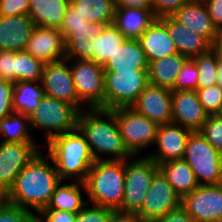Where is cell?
I'll use <instances>...</instances> for the list:
<instances>
[{
	"instance_id": "obj_20",
	"label": "cell",
	"mask_w": 222,
	"mask_h": 222,
	"mask_svg": "<svg viewBox=\"0 0 222 222\" xmlns=\"http://www.w3.org/2000/svg\"><path fill=\"white\" fill-rule=\"evenodd\" d=\"M34 27L29 15H0V50L24 51Z\"/></svg>"
},
{
	"instance_id": "obj_26",
	"label": "cell",
	"mask_w": 222,
	"mask_h": 222,
	"mask_svg": "<svg viewBox=\"0 0 222 222\" xmlns=\"http://www.w3.org/2000/svg\"><path fill=\"white\" fill-rule=\"evenodd\" d=\"M188 58L180 53L149 62V83L174 91V82L182 65Z\"/></svg>"
},
{
	"instance_id": "obj_24",
	"label": "cell",
	"mask_w": 222,
	"mask_h": 222,
	"mask_svg": "<svg viewBox=\"0 0 222 222\" xmlns=\"http://www.w3.org/2000/svg\"><path fill=\"white\" fill-rule=\"evenodd\" d=\"M148 64L139 40L126 39L103 65V70H148Z\"/></svg>"
},
{
	"instance_id": "obj_42",
	"label": "cell",
	"mask_w": 222,
	"mask_h": 222,
	"mask_svg": "<svg viewBox=\"0 0 222 222\" xmlns=\"http://www.w3.org/2000/svg\"><path fill=\"white\" fill-rule=\"evenodd\" d=\"M13 91L14 82L0 79V119L14 113Z\"/></svg>"
},
{
	"instance_id": "obj_30",
	"label": "cell",
	"mask_w": 222,
	"mask_h": 222,
	"mask_svg": "<svg viewBox=\"0 0 222 222\" xmlns=\"http://www.w3.org/2000/svg\"><path fill=\"white\" fill-rule=\"evenodd\" d=\"M44 89L40 81H17L14 82L13 110L30 116L39 106L44 97Z\"/></svg>"
},
{
	"instance_id": "obj_3",
	"label": "cell",
	"mask_w": 222,
	"mask_h": 222,
	"mask_svg": "<svg viewBox=\"0 0 222 222\" xmlns=\"http://www.w3.org/2000/svg\"><path fill=\"white\" fill-rule=\"evenodd\" d=\"M46 148L48 160L54 164L62 181H85L95 160L85 136L78 128L53 137Z\"/></svg>"
},
{
	"instance_id": "obj_9",
	"label": "cell",
	"mask_w": 222,
	"mask_h": 222,
	"mask_svg": "<svg viewBox=\"0 0 222 222\" xmlns=\"http://www.w3.org/2000/svg\"><path fill=\"white\" fill-rule=\"evenodd\" d=\"M116 116L124 145L133 156L155 143L159 125L131 107L112 109ZM140 153V154H139Z\"/></svg>"
},
{
	"instance_id": "obj_5",
	"label": "cell",
	"mask_w": 222,
	"mask_h": 222,
	"mask_svg": "<svg viewBox=\"0 0 222 222\" xmlns=\"http://www.w3.org/2000/svg\"><path fill=\"white\" fill-rule=\"evenodd\" d=\"M79 111L68 102L44 95L29 116L31 130L45 131L47 142L77 128Z\"/></svg>"
},
{
	"instance_id": "obj_40",
	"label": "cell",
	"mask_w": 222,
	"mask_h": 222,
	"mask_svg": "<svg viewBox=\"0 0 222 222\" xmlns=\"http://www.w3.org/2000/svg\"><path fill=\"white\" fill-rule=\"evenodd\" d=\"M99 23L87 21L81 14L78 13L70 4L66 9L65 16L58 27L63 37L71 29H81V28H95Z\"/></svg>"
},
{
	"instance_id": "obj_16",
	"label": "cell",
	"mask_w": 222,
	"mask_h": 222,
	"mask_svg": "<svg viewBox=\"0 0 222 222\" xmlns=\"http://www.w3.org/2000/svg\"><path fill=\"white\" fill-rule=\"evenodd\" d=\"M171 98L170 89L149 83L131 108L158 125L168 124L172 123Z\"/></svg>"
},
{
	"instance_id": "obj_19",
	"label": "cell",
	"mask_w": 222,
	"mask_h": 222,
	"mask_svg": "<svg viewBox=\"0 0 222 222\" xmlns=\"http://www.w3.org/2000/svg\"><path fill=\"white\" fill-rule=\"evenodd\" d=\"M171 17L189 31L204 36L215 44L219 31L214 26L203 0H190L184 3Z\"/></svg>"
},
{
	"instance_id": "obj_18",
	"label": "cell",
	"mask_w": 222,
	"mask_h": 222,
	"mask_svg": "<svg viewBox=\"0 0 222 222\" xmlns=\"http://www.w3.org/2000/svg\"><path fill=\"white\" fill-rule=\"evenodd\" d=\"M172 122L199 131L209 114L203 109L196 90L172 91Z\"/></svg>"
},
{
	"instance_id": "obj_7",
	"label": "cell",
	"mask_w": 222,
	"mask_h": 222,
	"mask_svg": "<svg viewBox=\"0 0 222 222\" xmlns=\"http://www.w3.org/2000/svg\"><path fill=\"white\" fill-rule=\"evenodd\" d=\"M148 84V70L104 71L105 109L131 107Z\"/></svg>"
},
{
	"instance_id": "obj_43",
	"label": "cell",
	"mask_w": 222,
	"mask_h": 222,
	"mask_svg": "<svg viewBox=\"0 0 222 222\" xmlns=\"http://www.w3.org/2000/svg\"><path fill=\"white\" fill-rule=\"evenodd\" d=\"M36 215V222H76L77 219V213L55 209H41Z\"/></svg>"
},
{
	"instance_id": "obj_46",
	"label": "cell",
	"mask_w": 222,
	"mask_h": 222,
	"mask_svg": "<svg viewBox=\"0 0 222 222\" xmlns=\"http://www.w3.org/2000/svg\"><path fill=\"white\" fill-rule=\"evenodd\" d=\"M188 1L190 0H152V10L157 18L171 16Z\"/></svg>"
},
{
	"instance_id": "obj_31",
	"label": "cell",
	"mask_w": 222,
	"mask_h": 222,
	"mask_svg": "<svg viewBox=\"0 0 222 222\" xmlns=\"http://www.w3.org/2000/svg\"><path fill=\"white\" fill-rule=\"evenodd\" d=\"M70 5L89 22L113 24L115 0H70Z\"/></svg>"
},
{
	"instance_id": "obj_23",
	"label": "cell",
	"mask_w": 222,
	"mask_h": 222,
	"mask_svg": "<svg viewBox=\"0 0 222 222\" xmlns=\"http://www.w3.org/2000/svg\"><path fill=\"white\" fill-rule=\"evenodd\" d=\"M156 19L152 9L115 6L113 24L126 39H139Z\"/></svg>"
},
{
	"instance_id": "obj_32",
	"label": "cell",
	"mask_w": 222,
	"mask_h": 222,
	"mask_svg": "<svg viewBox=\"0 0 222 222\" xmlns=\"http://www.w3.org/2000/svg\"><path fill=\"white\" fill-rule=\"evenodd\" d=\"M30 131V119L27 115L14 112L0 119V137L3 142L36 143Z\"/></svg>"
},
{
	"instance_id": "obj_10",
	"label": "cell",
	"mask_w": 222,
	"mask_h": 222,
	"mask_svg": "<svg viewBox=\"0 0 222 222\" xmlns=\"http://www.w3.org/2000/svg\"><path fill=\"white\" fill-rule=\"evenodd\" d=\"M78 100L87 109H105L103 65L92 60L72 59L69 62Z\"/></svg>"
},
{
	"instance_id": "obj_49",
	"label": "cell",
	"mask_w": 222,
	"mask_h": 222,
	"mask_svg": "<svg viewBox=\"0 0 222 222\" xmlns=\"http://www.w3.org/2000/svg\"><path fill=\"white\" fill-rule=\"evenodd\" d=\"M116 6L123 8L152 9V0H116Z\"/></svg>"
},
{
	"instance_id": "obj_34",
	"label": "cell",
	"mask_w": 222,
	"mask_h": 222,
	"mask_svg": "<svg viewBox=\"0 0 222 222\" xmlns=\"http://www.w3.org/2000/svg\"><path fill=\"white\" fill-rule=\"evenodd\" d=\"M198 69L197 89L211 87L217 84V67L220 57L212 47L208 52L192 58Z\"/></svg>"
},
{
	"instance_id": "obj_27",
	"label": "cell",
	"mask_w": 222,
	"mask_h": 222,
	"mask_svg": "<svg viewBox=\"0 0 222 222\" xmlns=\"http://www.w3.org/2000/svg\"><path fill=\"white\" fill-rule=\"evenodd\" d=\"M158 166L180 198L199 186L193 170L183 159L168 161Z\"/></svg>"
},
{
	"instance_id": "obj_6",
	"label": "cell",
	"mask_w": 222,
	"mask_h": 222,
	"mask_svg": "<svg viewBox=\"0 0 222 222\" xmlns=\"http://www.w3.org/2000/svg\"><path fill=\"white\" fill-rule=\"evenodd\" d=\"M183 160L193 170L199 185L222 184V153L199 131L191 132Z\"/></svg>"
},
{
	"instance_id": "obj_13",
	"label": "cell",
	"mask_w": 222,
	"mask_h": 222,
	"mask_svg": "<svg viewBox=\"0 0 222 222\" xmlns=\"http://www.w3.org/2000/svg\"><path fill=\"white\" fill-rule=\"evenodd\" d=\"M180 206L181 198L159 170L152 179L137 215L144 222H155L158 218Z\"/></svg>"
},
{
	"instance_id": "obj_41",
	"label": "cell",
	"mask_w": 222,
	"mask_h": 222,
	"mask_svg": "<svg viewBox=\"0 0 222 222\" xmlns=\"http://www.w3.org/2000/svg\"><path fill=\"white\" fill-rule=\"evenodd\" d=\"M87 203L77 213L76 222H110L114 210Z\"/></svg>"
},
{
	"instance_id": "obj_22",
	"label": "cell",
	"mask_w": 222,
	"mask_h": 222,
	"mask_svg": "<svg viewBox=\"0 0 222 222\" xmlns=\"http://www.w3.org/2000/svg\"><path fill=\"white\" fill-rule=\"evenodd\" d=\"M160 19L166 24L170 37L176 45L178 53L187 58H194L208 52L213 45L202 35L189 31L171 16Z\"/></svg>"
},
{
	"instance_id": "obj_45",
	"label": "cell",
	"mask_w": 222,
	"mask_h": 222,
	"mask_svg": "<svg viewBox=\"0 0 222 222\" xmlns=\"http://www.w3.org/2000/svg\"><path fill=\"white\" fill-rule=\"evenodd\" d=\"M29 0H1V16L28 15Z\"/></svg>"
},
{
	"instance_id": "obj_37",
	"label": "cell",
	"mask_w": 222,
	"mask_h": 222,
	"mask_svg": "<svg viewBox=\"0 0 222 222\" xmlns=\"http://www.w3.org/2000/svg\"><path fill=\"white\" fill-rule=\"evenodd\" d=\"M198 74L196 62L188 58L175 79L174 91L197 90Z\"/></svg>"
},
{
	"instance_id": "obj_4",
	"label": "cell",
	"mask_w": 222,
	"mask_h": 222,
	"mask_svg": "<svg viewBox=\"0 0 222 222\" xmlns=\"http://www.w3.org/2000/svg\"><path fill=\"white\" fill-rule=\"evenodd\" d=\"M87 203L118 211L125 188V161H94L84 181Z\"/></svg>"
},
{
	"instance_id": "obj_14",
	"label": "cell",
	"mask_w": 222,
	"mask_h": 222,
	"mask_svg": "<svg viewBox=\"0 0 222 222\" xmlns=\"http://www.w3.org/2000/svg\"><path fill=\"white\" fill-rule=\"evenodd\" d=\"M68 65L70 64L67 59L45 64L40 82L46 96L68 102L81 112L87 108L78 100L71 68Z\"/></svg>"
},
{
	"instance_id": "obj_44",
	"label": "cell",
	"mask_w": 222,
	"mask_h": 222,
	"mask_svg": "<svg viewBox=\"0 0 222 222\" xmlns=\"http://www.w3.org/2000/svg\"><path fill=\"white\" fill-rule=\"evenodd\" d=\"M16 52L0 50V79L15 82Z\"/></svg>"
},
{
	"instance_id": "obj_1",
	"label": "cell",
	"mask_w": 222,
	"mask_h": 222,
	"mask_svg": "<svg viewBox=\"0 0 222 222\" xmlns=\"http://www.w3.org/2000/svg\"><path fill=\"white\" fill-rule=\"evenodd\" d=\"M41 151L17 175L14 184L2 197L6 202L34 210L47 207L56 186L61 182L56 167Z\"/></svg>"
},
{
	"instance_id": "obj_12",
	"label": "cell",
	"mask_w": 222,
	"mask_h": 222,
	"mask_svg": "<svg viewBox=\"0 0 222 222\" xmlns=\"http://www.w3.org/2000/svg\"><path fill=\"white\" fill-rule=\"evenodd\" d=\"M37 143H0V198L15 182L22 169L40 152Z\"/></svg>"
},
{
	"instance_id": "obj_39",
	"label": "cell",
	"mask_w": 222,
	"mask_h": 222,
	"mask_svg": "<svg viewBox=\"0 0 222 222\" xmlns=\"http://www.w3.org/2000/svg\"><path fill=\"white\" fill-rule=\"evenodd\" d=\"M35 212L20 208L0 198V222H36Z\"/></svg>"
},
{
	"instance_id": "obj_15",
	"label": "cell",
	"mask_w": 222,
	"mask_h": 222,
	"mask_svg": "<svg viewBox=\"0 0 222 222\" xmlns=\"http://www.w3.org/2000/svg\"><path fill=\"white\" fill-rule=\"evenodd\" d=\"M192 130L176 123L159 125L154 146L155 152L147 157L158 165L172 160H181L185 154L187 140Z\"/></svg>"
},
{
	"instance_id": "obj_28",
	"label": "cell",
	"mask_w": 222,
	"mask_h": 222,
	"mask_svg": "<svg viewBox=\"0 0 222 222\" xmlns=\"http://www.w3.org/2000/svg\"><path fill=\"white\" fill-rule=\"evenodd\" d=\"M70 0H29L28 15L36 26L59 27Z\"/></svg>"
},
{
	"instance_id": "obj_25",
	"label": "cell",
	"mask_w": 222,
	"mask_h": 222,
	"mask_svg": "<svg viewBox=\"0 0 222 222\" xmlns=\"http://www.w3.org/2000/svg\"><path fill=\"white\" fill-rule=\"evenodd\" d=\"M107 24H98L95 28L71 29L65 36V59L92 60V39L100 36Z\"/></svg>"
},
{
	"instance_id": "obj_38",
	"label": "cell",
	"mask_w": 222,
	"mask_h": 222,
	"mask_svg": "<svg viewBox=\"0 0 222 222\" xmlns=\"http://www.w3.org/2000/svg\"><path fill=\"white\" fill-rule=\"evenodd\" d=\"M199 132L222 153V114L209 115Z\"/></svg>"
},
{
	"instance_id": "obj_17",
	"label": "cell",
	"mask_w": 222,
	"mask_h": 222,
	"mask_svg": "<svg viewBox=\"0 0 222 222\" xmlns=\"http://www.w3.org/2000/svg\"><path fill=\"white\" fill-rule=\"evenodd\" d=\"M25 51L44 64L64 60V37L57 27H41L35 25Z\"/></svg>"
},
{
	"instance_id": "obj_47",
	"label": "cell",
	"mask_w": 222,
	"mask_h": 222,
	"mask_svg": "<svg viewBox=\"0 0 222 222\" xmlns=\"http://www.w3.org/2000/svg\"><path fill=\"white\" fill-rule=\"evenodd\" d=\"M218 31H222V0H203Z\"/></svg>"
},
{
	"instance_id": "obj_51",
	"label": "cell",
	"mask_w": 222,
	"mask_h": 222,
	"mask_svg": "<svg viewBox=\"0 0 222 222\" xmlns=\"http://www.w3.org/2000/svg\"><path fill=\"white\" fill-rule=\"evenodd\" d=\"M213 48L218 52V55L222 60V31H219V36L217 37Z\"/></svg>"
},
{
	"instance_id": "obj_52",
	"label": "cell",
	"mask_w": 222,
	"mask_h": 222,
	"mask_svg": "<svg viewBox=\"0 0 222 222\" xmlns=\"http://www.w3.org/2000/svg\"><path fill=\"white\" fill-rule=\"evenodd\" d=\"M217 84L222 87V60H219L217 67Z\"/></svg>"
},
{
	"instance_id": "obj_8",
	"label": "cell",
	"mask_w": 222,
	"mask_h": 222,
	"mask_svg": "<svg viewBox=\"0 0 222 222\" xmlns=\"http://www.w3.org/2000/svg\"><path fill=\"white\" fill-rule=\"evenodd\" d=\"M141 157L133 156L130 161L125 160L124 197L119 211L137 213L143 204L154 175L159 171L156 162L147 156Z\"/></svg>"
},
{
	"instance_id": "obj_2",
	"label": "cell",
	"mask_w": 222,
	"mask_h": 222,
	"mask_svg": "<svg viewBox=\"0 0 222 222\" xmlns=\"http://www.w3.org/2000/svg\"><path fill=\"white\" fill-rule=\"evenodd\" d=\"M77 128L85 136L95 161H125L133 157L124 145L112 110H82L78 115ZM105 155L110 158H105Z\"/></svg>"
},
{
	"instance_id": "obj_35",
	"label": "cell",
	"mask_w": 222,
	"mask_h": 222,
	"mask_svg": "<svg viewBox=\"0 0 222 222\" xmlns=\"http://www.w3.org/2000/svg\"><path fill=\"white\" fill-rule=\"evenodd\" d=\"M44 65L25 50L16 52L15 82L41 81Z\"/></svg>"
},
{
	"instance_id": "obj_11",
	"label": "cell",
	"mask_w": 222,
	"mask_h": 222,
	"mask_svg": "<svg viewBox=\"0 0 222 222\" xmlns=\"http://www.w3.org/2000/svg\"><path fill=\"white\" fill-rule=\"evenodd\" d=\"M181 207L195 222H221L222 184L199 185L181 198Z\"/></svg>"
},
{
	"instance_id": "obj_50",
	"label": "cell",
	"mask_w": 222,
	"mask_h": 222,
	"mask_svg": "<svg viewBox=\"0 0 222 222\" xmlns=\"http://www.w3.org/2000/svg\"><path fill=\"white\" fill-rule=\"evenodd\" d=\"M110 222H144L137 213L114 211Z\"/></svg>"
},
{
	"instance_id": "obj_21",
	"label": "cell",
	"mask_w": 222,
	"mask_h": 222,
	"mask_svg": "<svg viewBox=\"0 0 222 222\" xmlns=\"http://www.w3.org/2000/svg\"><path fill=\"white\" fill-rule=\"evenodd\" d=\"M138 40L148 63L178 53L166 24L160 18H157Z\"/></svg>"
},
{
	"instance_id": "obj_29",
	"label": "cell",
	"mask_w": 222,
	"mask_h": 222,
	"mask_svg": "<svg viewBox=\"0 0 222 222\" xmlns=\"http://www.w3.org/2000/svg\"><path fill=\"white\" fill-rule=\"evenodd\" d=\"M62 183L63 181L61 180L56 186L49 204L43 209L78 213L87 204V201H84L82 196V189L86 191L84 182L75 181L66 185Z\"/></svg>"
},
{
	"instance_id": "obj_36",
	"label": "cell",
	"mask_w": 222,
	"mask_h": 222,
	"mask_svg": "<svg viewBox=\"0 0 222 222\" xmlns=\"http://www.w3.org/2000/svg\"><path fill=\"white\" fill-rule=\"evenodd\" d=\"M198 99L209 115L222 114V87L218 84L197 89Z\"/></svg>"
},
{
	"instance_id": "obj_48",
	"label": "cell",
	"mask_w": 222,
	"mask_h": 222,
	"mask_svg": "<svg viewBox=\"0 0 222 222\" xmlns=\"http://www.w3.org/2000/svg\"><path fill=\"white\" fill-rule=\"evenodd\" d=\"M155 222H195L194 219L180 206L169 211Z\"/></svg>"
},
{
	"instance_id": "obj_33",
	"label": "cell",
	"mask_w": 222,
	"mask_h": 222,
	"mask_svg": "<svg viewBox=\"0 0 222 222\" xmlns=\"http://www.w3.org/2000/svg\"><path fill=\"white\" fill-rule=\"evenodd\" d=\"M125 40L114 24L106 25L100 36L96 40L92 39V61L104 65Z\"/></svg>"
}]
</instances>
